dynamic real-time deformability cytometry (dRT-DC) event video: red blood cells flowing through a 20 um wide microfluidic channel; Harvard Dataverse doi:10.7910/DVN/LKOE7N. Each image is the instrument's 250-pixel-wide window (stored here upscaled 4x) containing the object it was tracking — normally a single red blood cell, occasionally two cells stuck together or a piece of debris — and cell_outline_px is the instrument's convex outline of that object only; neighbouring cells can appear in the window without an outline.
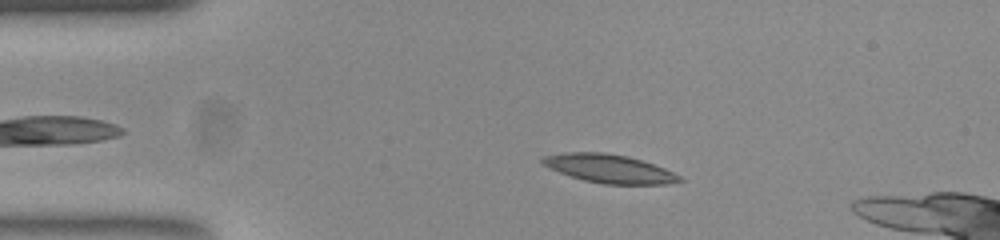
{"species": "common noctule bat (a hibernating species)", "species_latin": "Nyctalus noctula", "temperature_condition": "room temperature", "stored_images_in_passage": 48, "camera_frame_rate_fps": 3000, "um_per_image_px": 0.085, "animal": {"sex": "female", "body_mass_g": 23.0, "forearm_length_mm": 53.4}, "frame": {"image": 1, "passage_image": 9, "time_ms": 2.667, "image_size_px": [1000, 240], "cell_outline_px": [[684, 180], [668, 184], [604, 184], [584, 180], [560, 172], [540, 164], [540, 160], [544, 156], [564, 152], [604, 152], [628, 156], [664, 168], [680, 176]], "centroid_in_image_um": [51.76, 14.33], "position_along_channel_um": 33.2, "area_um2": 22.6}}
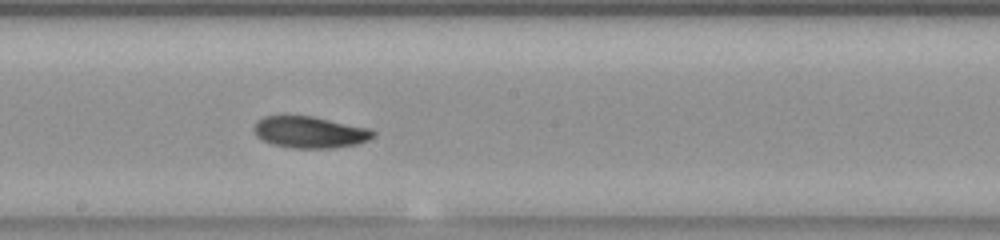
{"frame": {"image": 2, "passage_image": 27, "time_ms": 8.667, "image_size_px": [1000, 240], "cell_outline_px": [[376, 132], [368, 140], [356, 144], [332, 148], [292, 148], [272, 144], [256, 136], [256, 120], [264, 116], [312, 116], [368, 128]], "centroid_in_image_um": [26.33, 11.24], "position_along_channel_um": 221.9, "area_um2": 21.62}}
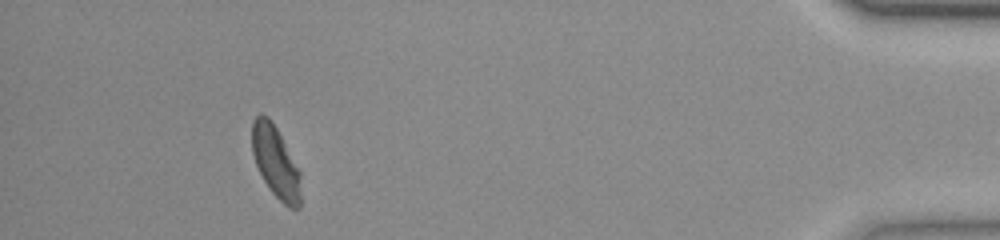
{"frame": {"image": 3, "passage_image": 47, "time_ms": 15.333, "image_size_px": [1000, 240], "cell_outline_px": [[300, 208], [288, 208], [272, 192], [264, 180], [256, 164], [252, 152], [252, 120], [260, 112], [268, 116], [276, 128], [300, 172]], "centroid_in_image_um": [23.41, 13.75], "position_along_channel_um": 411.8, "area_um2": 20.06}}